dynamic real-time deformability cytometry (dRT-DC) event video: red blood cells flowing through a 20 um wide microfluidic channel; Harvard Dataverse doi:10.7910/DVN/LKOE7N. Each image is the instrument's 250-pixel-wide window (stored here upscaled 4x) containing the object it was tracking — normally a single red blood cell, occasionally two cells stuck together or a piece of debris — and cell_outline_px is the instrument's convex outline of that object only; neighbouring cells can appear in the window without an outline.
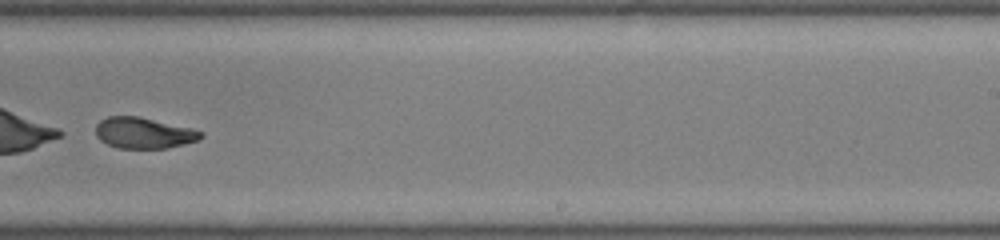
{"species": "common noctule bat (a hibernating species)", "species_latin": "Nyctalus noctula", "temperature_condition": "room temperature", "stored_images_in_passage": 40, "camera_frame_rate_fps": 3000, "um_per_image_px": 0.085, "animal": {"sex": "male", "body_mass_g": 19.0, "forearm_length_mm": 50.8}, "frame": {"image": 1, "passage_image": 23, "time_ms": 7.333, "image_size_px": [1000, 240], "cell_outline_px": [[204, 136], [200, 140], [168, 148], [120, 148], [108, 144], [100, 140], [96, 136], [96, 124], [100, 120], [108, 116], [136, 116], [192, 128], [204, 132]], "centroid_in_image_um": [12.24, 11.3], "position_along_channel_um": 276.8, "area_um2": 19.02}}
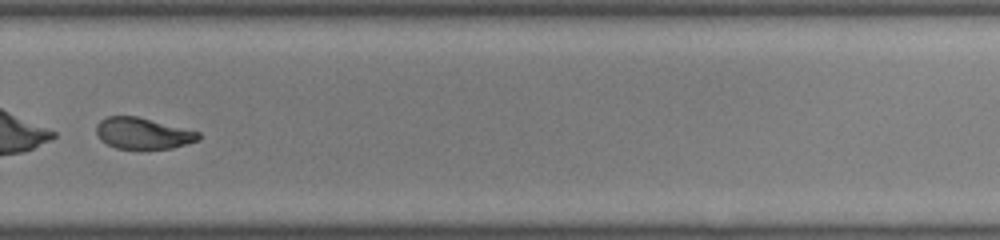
{"frame": {"image": 2, "passage_image": 26, "time_ms": 8.333, "image_size_px": [1000, 240], "cell_outline_px": [[200, 140], [172, 148], [116, 148], [100, 140], [96, 132], [96, 124], [100, 120], [108, 116], [136, 116], [200, 132]], "centroid_in_image_um": [12.13, 11.33], "position_along_channel_um": 317.7, "area_um2": 18.44}}